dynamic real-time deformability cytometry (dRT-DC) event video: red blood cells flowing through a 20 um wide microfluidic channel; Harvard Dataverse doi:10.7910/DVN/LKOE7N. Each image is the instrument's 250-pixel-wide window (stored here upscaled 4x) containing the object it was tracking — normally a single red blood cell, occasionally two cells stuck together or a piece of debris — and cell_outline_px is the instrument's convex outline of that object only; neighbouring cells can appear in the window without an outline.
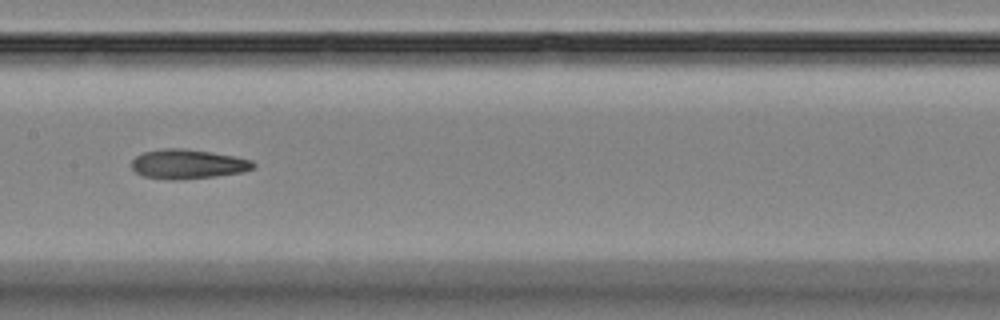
{"species": "Egyptian fruit bat (a non-hibernating species)", "species_latin": "Rousettus aegyptiacus", "temperature_condition": "room temperature", "stored_images_in_passage": 15, "segment_of_instrument_passage": [1, 2], "camera_frame_rate_fps": 3000, "um_per_image_px": 0.085, "animal": {"sex": "female"}, "frame": {"image": 1, "passage_image": 7, "time_ms": 8.0, "image_size_px": [1000, 320], "cell_outline_px": [[256, 164], [252, 168], [240, 172], [216, 176], [176, 180], [172, 180], [144, 176], [136, 172], [132, 168], [132, 160], [136, 156], [144, 152], [164, 148], [184, 148], [212, 152], [236, 156], [252, 160]], "centroid_in_image_um": [15.96, 13.94], "position_along_channel_um": 191.4, "area_um2": 20.81}}
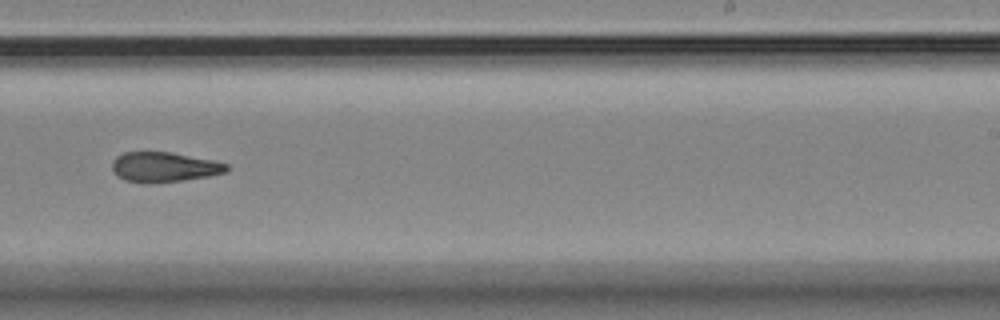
{"frame": {"image": 2, "passage_image": 9, "time_ms": 10.333, "image_size_px": [1000, 320], "cell_outline_px": [[228, 172], [208, 176], [180, 180], [148, 184], [144, 184], [124, 180], [116, 176], [112, 172], [112, 160], [116, 156], [124, 152], [168, 152], [212, 160], [228, 164]], "centroid_in_image_um": [13.88, 14.21], "position_along_channel_um": 275.1, "area_um2": 20.06}}
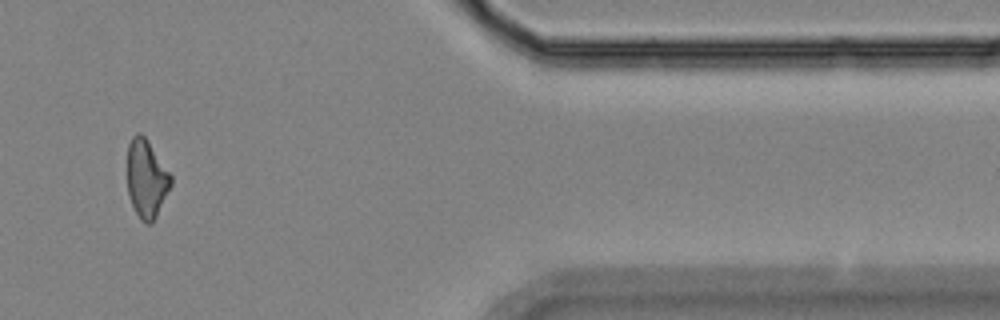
{"frame": {"image": 3, "passage_image": 12, "time_ms": 14.667, "image_size_px": [1000, 320], "cell_outline_px": [[172, 184], [152, 224], [144, 224], [140, 220], [132, 204], [128, 192], [128, 144], [132, 136], [136, 132], [140, 132], [148, 140], [172, 176]], "centroid_in_image_um": [12.45, 15.19], "position_along_channel_um": 398.9, "area_um2": 19.83}}